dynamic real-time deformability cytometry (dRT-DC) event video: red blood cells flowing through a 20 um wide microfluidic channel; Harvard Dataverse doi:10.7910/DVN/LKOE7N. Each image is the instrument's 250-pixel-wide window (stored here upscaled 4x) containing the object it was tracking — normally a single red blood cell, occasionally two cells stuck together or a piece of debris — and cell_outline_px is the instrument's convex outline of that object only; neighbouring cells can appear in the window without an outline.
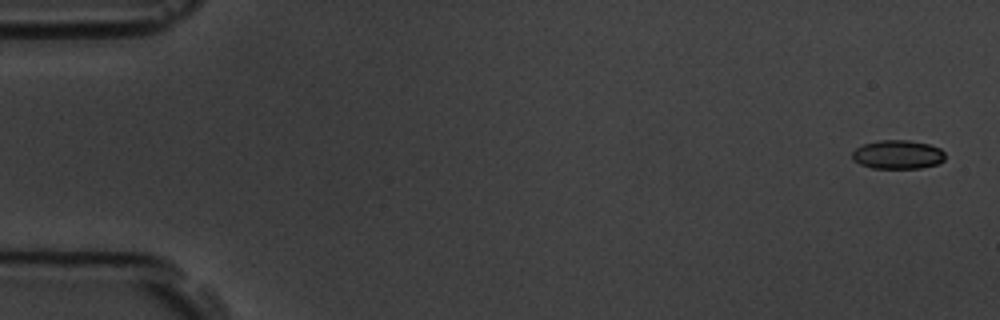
{"species": "common noctule bat (a hibernating species)", "species_latin": "Nyctalus noctula", "temperature_condition": "room temperature", "stored_images_in_passage": 4, "camera_frame_rate_fps": 3000, "um_per_image_px": 0.085, "animal": {"sex": "male", "body_mass_g": 19.5, "forearm_length_mm": 54.6}, "frame": {"image": 1, "passage_image": 1, "time_ms": 0.0, "image_size_px": [1000, 320], "cell_outline_px": [[944, 160], [936, 164], [920, 168], [872, 168], [860, 164], [852, 160], [852, 152], [856, 148], [864, 144], [880, 140], [908, 140], [928, 144], [940, 148], [944, 152]], "centroid_in_image_um": [76.29, 13.14], "position_along_channel_um": 8.7, "area_um2": 15.55}}
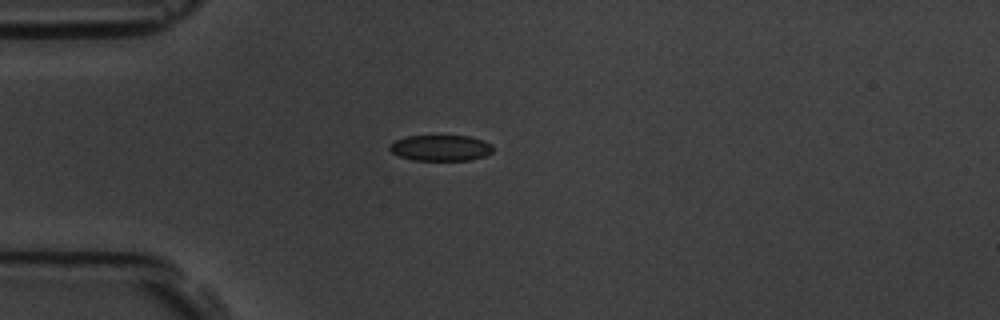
{"frame": {"image": 2, "passage_image": 4, "time_ms": 4.333, "image_size_px": [1000, 320], "cell_outline_px": [[492, 152], [484, 156], [468, 160], [412, 160], [400, 156], [392, 152], [388, 148], [388, 144], [396, 140], [408, 136], [468, 136], [484, 140], [492, 144]], "centroid_in_image_um": [37.45, 12.57], "position_along_channel_um": 47.6, "area_um2": 15.55}}